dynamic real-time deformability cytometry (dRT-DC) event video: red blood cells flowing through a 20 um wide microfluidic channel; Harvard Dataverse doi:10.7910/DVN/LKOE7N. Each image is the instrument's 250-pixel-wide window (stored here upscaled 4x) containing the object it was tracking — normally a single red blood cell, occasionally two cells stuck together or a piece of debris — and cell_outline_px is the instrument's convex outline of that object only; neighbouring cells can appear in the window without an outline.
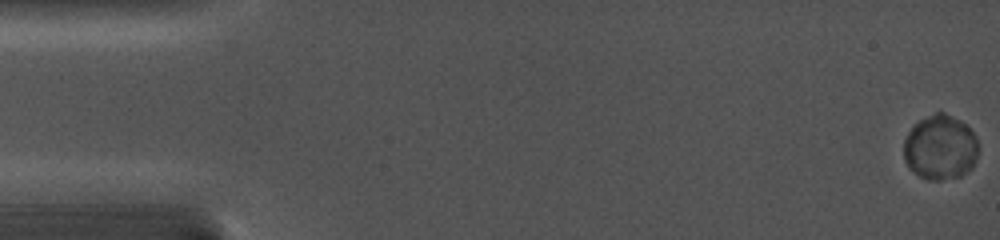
{"species": "common noctule bat (a hibernating species)", "species_latin": "Nyctalus noctula", "temperature_condition": "cold", "stored_images_in_passage": 73, "camera_frame_rate_fps": 5000, "um_per_image_px": 0.085, "animal": {"sex": "female", "body_mass_g": 19.0, "forearm_length_mm": 56.7}, "frame": {"image": 1, "passage_image": 1, "time_ms": 0.0, "image_size_px": [1000, 240], "cell_outline_px": [[976, 160], [972, 168], [960, 176], [940, 180], [928, 180], [920, 176], [908, 168], [904, 160], [904, 140], [908, 132], [920, 120], [936, 112], [944, 112], [960, 120], [976, 136]], "centroid_in_image_um": [79.9, 12.55], "position_along_channel_um": 5.1, "area_um2": 27.98}}
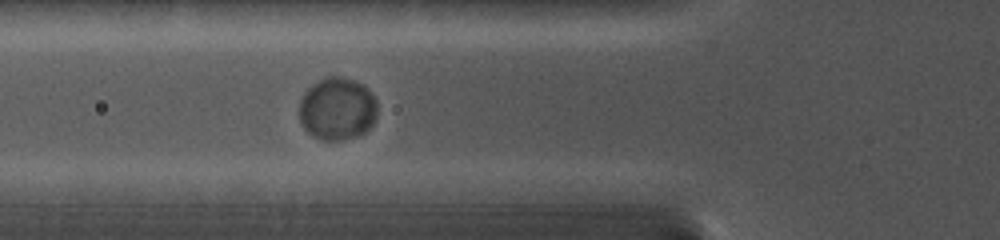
{"frame": {"image": 2, "passage_image": 28, "time_ms": 6.2, "image_size_px": [1000, 240], "cell_outline_px": [[376, 116], [372, 124], [364, 132], [340, 140], [324, 140], [312, 136], [304, 128], [300, 120], [300, 100], [304, 92], [312, 84], [324, 76], [336, 76], [356, 80], [364, 84], [368, 88], [376, 100]], "centroid_in_image_um": [28.65, 9.21], "position_along_channel_um": 97.1, "area_um2": 28.5}}
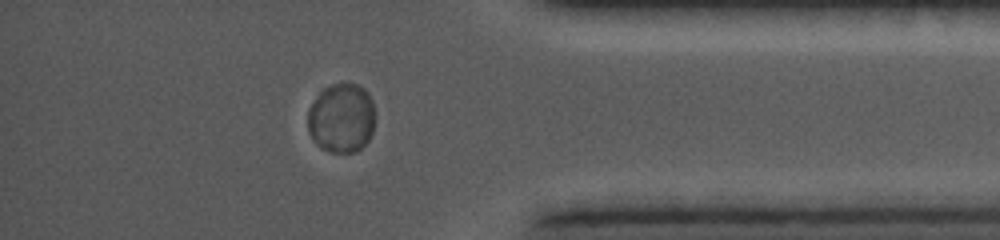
{"frame": {"image": 3, "passage_image": 64, "time_ms": 14.4, "image_size_px": [1000, 240], "cell_outline_px": [[376, 116], [372, 132], [368, 140], [356, 152], [332, 152], [324, 148], [312, 140], [308, 132], [308, 108], [316, 96], [324, 88], [332, 84], [344, 80], [356, 84], [364, 88], [368, 92], [372, 100], [376, 112]], "centroid_in_image_um": [29.04, 9.98], "position_along_channel_um": 406.2, "area_um2": 27.8}}